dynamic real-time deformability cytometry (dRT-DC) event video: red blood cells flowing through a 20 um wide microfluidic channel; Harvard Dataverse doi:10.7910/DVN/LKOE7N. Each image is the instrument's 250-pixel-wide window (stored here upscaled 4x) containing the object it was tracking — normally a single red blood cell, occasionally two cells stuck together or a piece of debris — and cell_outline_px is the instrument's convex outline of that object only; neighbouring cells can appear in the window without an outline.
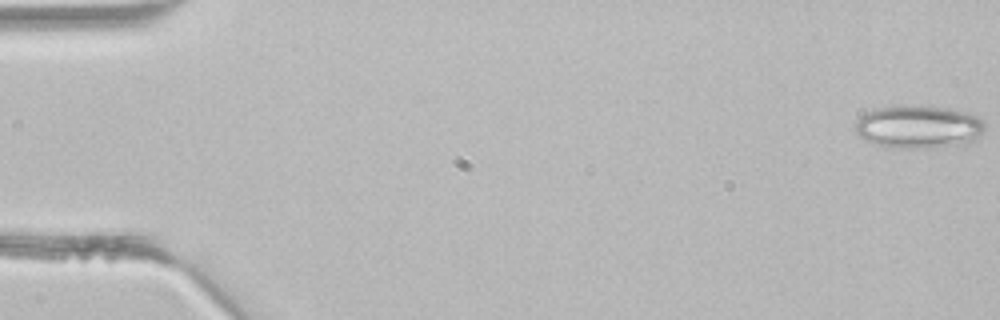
{"species": "common noctule bat (a hibernating species)", "species_latin": "Nyctalus noctula", "temperature_condition": "room temperature", "stored_images_in_passage": 43, "camera_frame_rate_fps": 3000, "um_per_image_px": 0.085, "animal": {"sex": "male", "body_mass_g": 21.5, "forearm_length_mm": 52.0}, "frame": {"image": 1, "passage_image": 1, "time_ms": 0.0, "image_size_px": [1000, 320], "cell_outline_px": [[984, 132], [976, 140], [968, 144], [916, 148], [896, 148], [876, 144], [864, 140], [856, 136], [856, 120], [860, 116], [872, 108], [908, 104], [924, 104], [948, 108], [968, 112], [984, 120]], "centroid_in_image_um": [78.08, 10.75], "position_along_channel_um": 6.9, "area_um2": 33.29}}
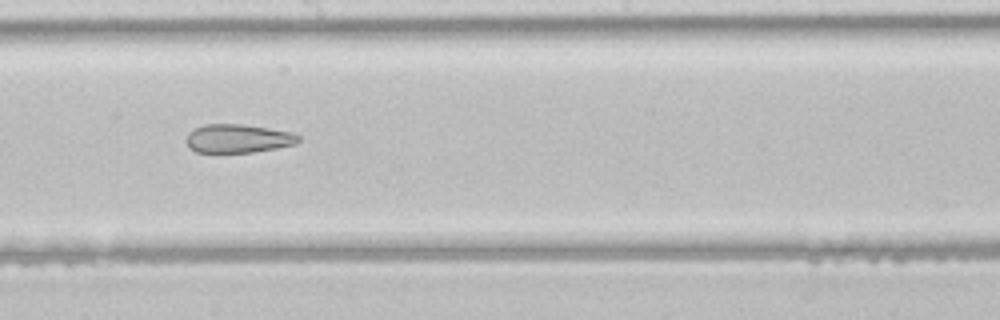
{"frame": {"image": 2, "passage_image": 24, "time_ms": 7.667, "image_size_px": [1000, 320], "cell_outline_px": [[300, 140], [296, 144], [276, 148], [252, 152], [196, 152], [188, 148], [184, 140], [188, 132], [204, 124], [240, 124], [268, 128], [292, 132], [300, 136]], "centroid_in_image_um": [20.2, 11.77], "position_along_channel_um": 228.0, "area_um2": 18.79}}
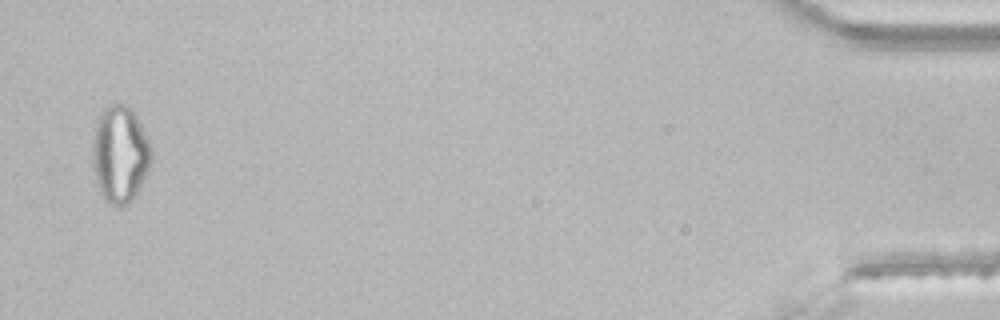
{"frame": {"image": 3, "passage_image": 42, "time_ms": 13.667, "image_size_px": [1000, 320], "cell_outline_px": [[152, 160], [148, 172], [132, 200], [128, 204], [112, 204], [104, 200], [100, 192], [96, 180], [92, 164], [92, 144], [96, 120], [100, 112], [108, 104], [128, 104], [132, 108], [152, 148]], "centroid_in_image_um": [10.19, 13.07], "position_along_channel_um": 425.0, "area_um2": 33.41}}